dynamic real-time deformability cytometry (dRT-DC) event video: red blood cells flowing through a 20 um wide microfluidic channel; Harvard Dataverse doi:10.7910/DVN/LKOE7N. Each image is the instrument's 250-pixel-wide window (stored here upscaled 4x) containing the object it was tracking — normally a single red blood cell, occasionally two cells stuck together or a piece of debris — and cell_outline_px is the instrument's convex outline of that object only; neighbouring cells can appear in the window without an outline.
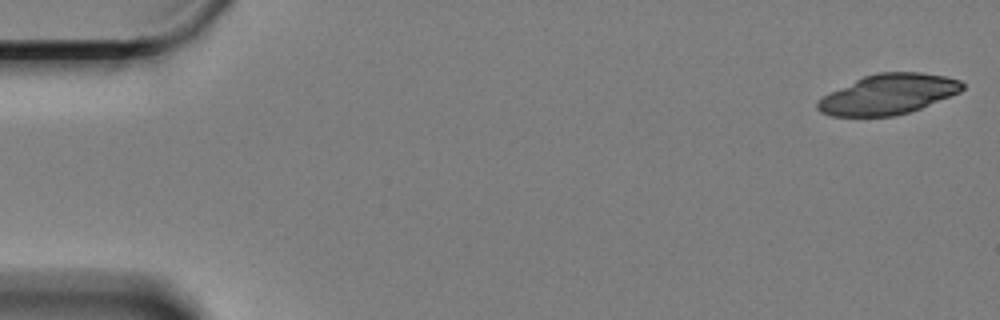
{"species": "Egyptian fruit bat (a non-hibernating species)", "species_latin": "Rousettus aegyptiacus", "temperature_condition": "cold", "stored_images_in_passage": 38, "camera_frame_rate_fps": 3000, "um_per_image_px": 0.085, "animal": {"sex": "female"}, "frame": {"image": 1, "passage_image": 1, "time_ms": 0.0, "image_size_px": [1000, 320], "cell_outline_px": [[964, 88], [960, 92], [920, 108], [908, 112], [892, 116], [832, 116], [820, 112], [816, 108], [816, 100], [828, 92], [864, 76], [876, 72], [920, 72], [944, 76], [960, 80], [964, 84]], "centroid_in_image_um": [75.46, 8.01], "position_along_channel_um": 9.5, "area_um2": 33.87}}
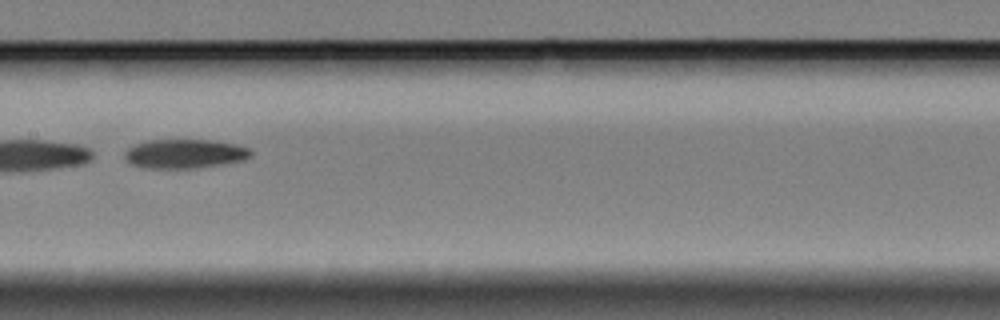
{"frame": {"image": 2, "passage_image": 30, "time_ms": 9.667, "image_size_px": [1000, 320], "cell_outline_px": [[252, 156], [244, 160], [220, 164], [192, 168], [144, 168], [132, 164], [124, 160], [124, 152], [128, 148], [136, 144], [148, 140], [216, 140], [236, 144], [248, 148], [252, 152]], "centroid_in_image_um": [15.69, 13.06], "position_along_channel_um": 191.7, "area_um2": 21.44}}